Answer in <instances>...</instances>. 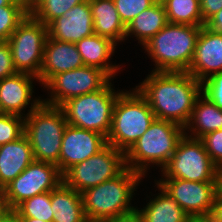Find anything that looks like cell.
<instances>
[{
	"instance_id": "1",
	"label": "cell",
	"mask_w": 222,
	"mask_h": 222,
	"mask_svg": "<svg viewBox=\"0 0 222 222\" xmlns=\"http://www.w3.org/2000/svg\"><path fill=\"white\" fill-rule=\"evenodd\" d=\"M147 100L156 119L185 127L192 115L202 83L188 72H151L135 87Z\"/></svg>"
},
{
	"instance_id": "2",
	"label": "cell",
	"mask_w": 222,
	"mask_h": 222,
	"mask_svg": "<svg viewBox=\"0 0 222 222\" xmlns=\"http://www.w3.org/2000/svg\"><path fill=\"white\" fill-rule=\"evenodd\" d=\"M202 26L167 23L142 47L155 63L153 72H187Z\"/></svg>"
},
{
	"instance_id": "3",
	"label": "cell",
	"mask_w": 222,
	"mask_h": 222,
	"mask_svg": "<svg viewBox=\"0 0 222 222\" xmlns=\"http://www.w3.org/2000/svg\"><path fill=\"white\" fill-rule=\"evenodd\" d=\"M142 178L140 173L126 168L117 177L82 192L86 218L106 220L135 212L137 206H131V200Z\"/></svg>"
},
{
	"instance_id": "4",
	"label": "cell",
	"mask_w": 222,
	"mask_h": 222,
	"mask_svg": "<svg viewBox=\"0 0 222 222\" xmlns=\"http://www.w3.org/2000/svg\"><path fill=\"white\" fill-rule=\"evenodd\" d=\"M184 134L181 125L155 118L146 132L125 153L126 167L144 178L151 165L161 167L162 171Z\"/></svg>"
},
{
	"instance_id": "5",
	"label": "cell",
	"mask_w": 222,
	"mask_h": 222,
	"mask_svg": "<svg viewBox=\"0 0 222 222\" xmlns=\"http://www.w3.org/2000/svg\"><path fill=\"white\" fill-rule=\"evenodd\" d=\"M124 91L114 105L107 144L126 153L146 132L155 116L147 100L136 88H132V92Z\"/></svg>"
},
{
	"instance_id": "6",
	"label": "cell",
	"mask_w": 222,
	"mask_h": 222,
	"mask_svg": "<svg viewBox=\"0 0 222 222\" xmlns=\"http://www.w3.org/2000/svg\"><path fill=\"white\" fill-rule=\"evenodd\" d=\"M66 126L62 109L43 102L25 117L24 134L36 161L56 164L60 170V150Z\"/></svg>"
},
{
	"instance_id": "7",
	"label": "cell",
	"mask_w": 222,
	"mask_h": 222,
	"mask_svg": "<svg viewBox=\"0 0 222 222\" xmlns=\"http://www.w3.org/2000/svg\"><path fill=\"white\" fill-rule=\"evenodd\" d=\"M118 91L113 88L111 80L103 89L64 102L60 108L67 124L96 131L107 138L112 126L115 102L123 92Z\"/></svg>"
},
{
	"instance_id": "8",
	"label": "cell",
	"mask_w": 222,
	"mask_h": 222,
	"mask_svg": "<svg viewBox=\"0 0 222 222\" xmlns=\"http://www.w3.org/2000/svg\"><path fill=\"white\" fill-rule=\"evenodd\" d=\"M219 168L208 155L201 139L184 136L160 179H182L192 182H218Z\"/></svg>"
},
{
	"instance_id": "9",
	"label": "cell",
	"mask_w": 222,
	"mask_h": 222,
	"mask_svg": "<svg viewBox=\"0 0 222 222\" xmlns=\"http://www.w3.org/2000/svg\"><path fill=\"white\" fill-rule=\"evenodd\" d=\"M125 153L107 144L87 160L71 167L63 182L80 194L120 175L126 169Z\"/></svg>"
},
{
	"instance_id": "10",
	"label": "cell",
	"mask_w": 222,
	"mask_h": 222,
	"mask_svg": "<svg viewBox=\"0 0 222 222\" xmlns=\"http://www.w3.org/2000/svg\"><path fill=\"white\" fill-rule=\"evenodd\" d=\"M47 37L48 26L30 14L17 26L7 40L17 72L39 76Z\"/></svg>"
},
{
	"instance_id": "11",
	"label": "cell",
	"mask_w": 222,
	"mask_h": 222,
	"mask_svg": "<svg viewBox=\"0 0 222 222\" xmlns=\"http://www.w3.org/2000/svg\"><path fill=\"white\" fill-rule=\"evenodd\" d=\"M111 80L105 71L90 66L56 74L44 85L50 97L43 103L60 107L71 98L103 89Z\"/></svg>"
},
{
	"instance_id": "12",
	"label": "cell",
	"mask_w": 222,
	"mask_h": 222,
	"mask_svg": "<svg viewBox=\"0 0 222 222\" xmlns=\"http://www.w3.org/2000/svg\"><path fill=\"white\" fill-rule=\"evenodd\" d=\"M62 182L63 175L56 164L34 160L3 191L9 207L14 210L24 200L51 192Z\"/></svg>"
},
{
	"instance_id": "13",
	"label": "cell",
	"mask_w": 222,
	"mask_h": 222,
	"mask_svg": "<svg viewBox=\"0 0 222 222\" xmlns=\"http://www.w3.org/2000/svg\"><path fill=\"white\" fill-rule=\"evenodd\" d=\"M154 181L179 204L189 217L211 215L218 194V182H192L182 179Z\"/></svg>"
},
{
	"instance_id": "14",
	"label": "cell",
	"mask_w": 222,
	"mask_h": 222,
	"mask_svg": "<svg viewBox=\"0 0 222 222\" xmlns=\"http://www.w3.org/2000/svg\"><path fill=\"white\" fill-rule=\"evenodd\" d=\"M106 145L104 135L67 124L60 150V172L64 175L71 167L87 160Z\"/></svg>"
},
{
	"instance_id": "15",
	"label": "cell",
	"mask_w": 222,
	"mask_h": 222,
	"mask_svg": "<svg viewBox=\"0 0 222 222\" xmlns=\"http://www.w3.org/2000/svg\"><path fill=\"white\" fill-rule=\"evenodd\" d=\"M34 80L39 82L38 77L19 72L10 77L1 79L0 113L18 115L25 118L31 111L36 109L43 102V99H33L32 97L34 92ZM29 104L31 106H29ZM27 106H29L30 109L27 111L28 113H25L24 109H26Z\"/></svg>"
},
{
	"instance_id": "16",
	"label": "cell",
	"mask_w": 222,
	"mask_h": 222,
	"mask_svg": "<svg viewBox=\"0 0 222 222\" xmlns=\"http://www.w3.org/2000/svg\"><path fill=\"white\" fill-rule=\"evenodd\" d=\"M187 72L201 83L213 74L222 72V33L202 26Z\"/></svg>"
},
{
	"instance_id": "17",
	"label": "cell",
	"mask_w": 222,
	"mask_h": 222,
	"mask_svg": "<svg viewBox=\"0 0 222 222\" xmlns=\"http://www.w3.org/2000/svg\"><path fill=\"white\" fill-rule=\"evenodd\" d=\"M94 34L89 0L75 5L48 25V36L55 40L76 43Z\"/></svg>"
},
{
	"instance_id": "18",
	"label": "cell",
	"mask_w": 222,
	"mask_h": 222,
	"mask_svg": "<svg viewBox=\"0 0 222 222\" xmlns=\"http://www.w3.org/2000/svg\"><path fill=\"white\" fill-rule=\"evenodd\" d=\"M84 66L75 43L63 42L47 37L43 61L38 76L42 87L56 74Z\"/></svg>"
},
{
	"instance_id": "19",
	"label": "cell",
	"mask_w": 222,
	"mask_h": 222,
	"mask_svg": "<svg viewBox=\"0 0 222 222\" xmlns=\"http://www.w3.org/2000/svg\"><path fill=\"white\" fill-rule=\"evenodd\" d=\"M34 160L25 134L14 142L0 145V189L17 178Z\"/></svg>"
},
{
	"instance_id": "20",
	"label": "cell",
	"mask_w": 222,
	"mask_h": 222,
	"mask_svg": "<svg viewBox=\"0 0 222 222\" xmlns=\"http://www.w3.org/2000/svg\"><path fill=\"white\" fill-rule=\"evenodd\" d=\"M84 66L96 67L105 71L112 79L121 70V65L110 62L118 46L111 39L96 35L87 36L75 43Z\"/></svg>"
},
{
	"instance_id": "21",
	"label": "cell",
	"mask_w": 222,
	"mask_h": 222,
	"mask_svg": "<svg viewBox=\"0 0 222 222\" xmlns=\"http://www.w3.org/2000/svg\"><path fill=\"white\" fill-rule=\"evenodd\" d=\"M94 33L116 44L125 41L126 26L121 21L113 0H89Z\"/></svg>"
},
{
	"instance_id": "22",
	"label": "cell",
	"mask_w": 222,
	"mask_h": 222,
	"mask_svg": "<svg viewBox=\"0 0 222 222\" xmlns=\"http://www.w3.org/2000/svg\"><path fill=\"white\" fill-rule=\"evenodd\" d=\"M220 129L222 110L202 93L196 100L188 124L184 127L185 135L201 139L206 134ZM186 131H190V134Z\"/></svg>"
},
{
	"instance_id": "23",
	"label": "cell",
	"mask_w": 222,
	"mask_h": 222,
	"mask_svg": "<svg viewBox=\"0 0 222 222\" xmlns=\"http://www.w3.org/2000/svg\"><path fill=\"white\" fill-rule=\"evenodd\" d=\"M53 222H85L82 195L62 182L51 191Z\"/></svg>"
},
{
	"instance_id": "24",
	"label": "cell",
	"mask_w": 222,
	"mask_h": 222,
	"mask_svg": "<svg viewBox=\"0 0 222 222\" xmlns=\"http://www.w3.org/2000/svg\"><path fill=\"white\" fill-rule=\"evenodd\" d=\"M168 23L167 14L161 0H157L149 8L138 14L126 26L125 40L129 36L136 37L140 45L144 46Z\"/></svg>"
},
{
	"instance_id": "25",
	"label": "cell",
	"mask_w": 222,
	"mask_h": 222,
	"mask_svg": "<svg viewBox=\"0 0 222 222\" xmlns=\"http://www.w3.org/2000/svg\"><path fill=\"white\" fill-rule=\"evenodd\" d=\"M158 194L150 197L146 206L137 207V212L141 215L143 222H188L189 216L156 182Z\"/></svg>"
},
{
	"instance_id": "26",
	"label": "cell",
	"mask_w": 222,
	"mask_h": 222,
	"mask_svg": "<svg viewBox=\"0 0 222 222\" xmlns=\"http://www.w3.org/2000/svg\"><path fill=\"white\" fill-rule=\"evenodd\" d=\"M168 23L204 26L201 4L198 0H161Z\"/></svg>"
},
{
	"instance_id": "27",
	"label": "cell",
	"mask_w": 222,
	"mask_h": 222,
	"mask_svg": "<svg viewBox=\"0 0 222 222\" xmlns=\"http://www.w3.org/2000/svg\"><path fill=\"white\" fill-rule=\"evenodd\" d=\"M14 211L19 217H31L37 220L53 222L51 192H45L24 200Z\"/></svg>"
},
{
	"instance_id": "28",
	"label": "cell",
	"mask_w": 222,
	"mask_h": 222,
	"mask_svg": "<svg viewBox=\"0 0 222 222\" xmlns=\"http://www.w3.org/2000/svg\"><path fill=\"white\" fill-rule=\"evenodd\" d=\"M83 1L85 0H42L30 15L48 26L53 20L63 16L65 12Z\"/></svg>"
},
{
	"instance_id": "29",
	"label": "cell",
	"mask_w": 222,
	"mask_h": 222,
	"mask_svg": "<svg viewBox=\"0 0 222 222\" xmlns=\"http://www.w3.org/2000/svg\"><path fill=\"white\" fill-rule=\"evenodd\" d=\"M28 14L14 1L0 7V43L6 42Z\"/></svg>"
},
{
	"instance_id": "30",
	"label": "cell",
	"mask_w": 222,
	"mask_h": 222,
	"mask_svg": "<svg viewBox=\"0 0 222 222\" xmlns=\"http://www.w3.org/2000/svg\"><path fill=\"white\" fill-rule=\"evenodd\" d=\"M25 118L0 113V145L14 142L24 135Z\"/></svg>"
},
{
	"instance_id": "31",
	"label": "cell",
	"mask_w": 222,
	"mask_h": 222,
	"mask_svg": "<svg viewBox=\"0 0 222 222\" xmlns=\"http://www.w3.org/2000/svg\"><path fill=\"white\" fill-rule=\"evenodd\" d=\"M121 21L128 25L138 14L157 0H113Z\"/></svg>"
},
{
	"instance_id": "32",
	"label": "cell",
	"mask_w": 222,
	"mask_h": 222,
	"mask_svg": "<svg viewBox=\"0 0 222 222\" xmlns=\"http://www.w3.org/2000/svg\"><path fill=\"white\" fill-rule=\"evenodd\" d=\"M201 140L213 163L222 168V129L206 134Z\"/></svg>"
},
{
	"instance_id": "33",
	"label": "cell",
	"mask_w": 222,
	"mask_h": 222,
	"mask_svg": "<svg viewBox=\"0 0 222 222\" xmlns=\"http://www.w3.org/2000/svg\"><path fill=\"white\" fill-rule=\"evenodd\" d=\"M202 93L222 110V72L213 74L202 83Z\"/></svg>"
},
{
	"instance_id": "34",
	"label": "cell",
	"mask_w": 222,
	"mask_h": 222,
	"mask_svg": "<svg viewBox=\"0 0 222 222\" xmlns=\"http://www.w3.org/2000/svg\"><path fill=\"white\" fill-rule=\"evenodd\" d=\"M8 42L0 43V80L16 74Z\"/></svg>"
},
{
	"instance_id": "35",
	"label": "cell",
	"mask_w": 222,
	"mask_h": 222,
	"mask_svg": "<svg viewBox=\"0 0 222 222\" xmlns=\"http://www.w3.org/2000/svg\"><path fill=\"white\" fill-rule=\"evenodd\" d=\"M200 4L204 22L222 9V0H202Z\"/></svg>"
},
{
	"instance_id": "36",
	"label": "cell",
	"mask_w": 222,
	"mask_h": 222,
	"mask_svg": "<svg viewBox=\"0 0 222 222\" xmlns=\"http://www.w3.org/2000/svg\"><path fill=\"white\" fill-rule=\"evenodd\" d=\"M204 26L214 32L222 33V9L211 16Z\"/></svg>"
},
{
	"instance_id": "37",
	"label": "cell",
	"mask_w": 222,
	"mask_h": 222,
	"mask_svg": "<svg viewBox=\"0 0 222 222\" xmlns=\"http://www.w3.org/2000/svg\"><path fill=\"white\" fill-rule=\"evenodd\" d=\"M214 222H222V195L218 192L210 215Z\"/></svg>"
},
{
	"instance_id": "38",
	"label": "cell",
	"mask_w": 222,
	"mask_h": 222,
	"mask_svg": "<svg viewBox=\"0 0 222 222\" xmlns=\"http://www.w3.org/2000/svg\"><path fill=\"white\" fill-rule=\"evenodd\" d=\"M105 222H143V219L141 215L135 211L124 216L106 219Z\"/></svg>"
},
{
	"instance_id": "39",
	"label": "cell",
	"mask_w": 222,
	"mask_h": 222,
	"mask_svg": "<svg viewBox=\"0 0 222 222\" xmlns=\"http://www.w3.org/2000/svg\"><path fill=\"white\" fill-rule=\"evenodd\" d=\"M18 4L27 14H31L41 3L42 0H13Z\"/></svg>"
},
{
	"instance_id": "40",
	"label": "cell",
	"mask_w": 222,
	"mask_h": 222,
	"mask_svg": "<svg viewBox=\"0 0 222 222\" xmlns=\"http://www.w3.org/2000/svg\"><path fill=\"white\" fill-rule=\"evenodd\" d=\"M11 210L5 199L3 189H0V222Z\"/></svg>"
},
{
	"instance_id": "41",
	"label": "cell",
	"mask_w": 222,
	"mask_h": 222,
	"mask_svg": "<svg viewBox=\"0 0 222 222\" xmlns=\"http://www.w3.org/2000/svg\"><path fill=\"white\" fill-rule=\"evenodd\" d=\"M1 222H21L19 215L14 211L11 210Z\"/></svg>"
},
{
	"instance_id": "42",
	"label": "cell",
	"mask_w": 222,
	"mask_h": 222,
	"mask_svg": "<svg viewBox=\"0 0 222 222\" xmlns=\"http://www.w3.org/2000/svg\"><path fill=\"white\" fill-rule=\"evenodd\" d=\"M188 222H214L213 219L208 217H190Z\"/></svg>"
},
{
	"instance_id": "43",
	"label": "cell",
	"mask_w": 222,
	"mask_h": 222,
	"mask_svg": "<svg viewBox=\"0 0 222 222\" xmlns=\"http://www.w3.org/2000/svg\"><path fill=\"white\" fill-rule=\"evenodd\" d=\"M218 192L222 195V168L218 171Z\"/></svg>"
},
{
	"instance_id": "44",
	"label": "cell",
	"mask_w": 222,
	"mask_h": 222,
	"mask_svg": "<svg viewBox=\"0 0 222 222\" xmlns=\"http://www.w3.org/2000/svg\"><path fill=\"white\" fill-rule=\"evenodd\" d=\"M21 222H46L43 220H37L35 218H31V217H20Z\"/></svg>"
},
{
	"instance_id": "45",
	"label": "cell",
	"mask_w": 222,
	"mask_h": 222,
	"mask_svg": "<svg viewBox=\"0 0 222 222\" xmlns=\"http://www.w3.org/2000/svg\"><path fill=\"white\" fill-rule=\"evenodd\" d=\"M12 2L13 0H0V7L7 6Z\"/></svg>"
},
{
	"instance_id": "46",
	"label": "cell",
	"mask_w": 222,
	"mask_h": 222,
	"mask_svg": "<svg viewBox=\"0 0 222 222\" xmlns=\"http://www.w3.org/2000/svg\"><path fill=\"white\" fill-rule=\"evenodd\" d=\"M85 222H105V220H89V219H87Z\"/></svg>"
}]
</instances>
